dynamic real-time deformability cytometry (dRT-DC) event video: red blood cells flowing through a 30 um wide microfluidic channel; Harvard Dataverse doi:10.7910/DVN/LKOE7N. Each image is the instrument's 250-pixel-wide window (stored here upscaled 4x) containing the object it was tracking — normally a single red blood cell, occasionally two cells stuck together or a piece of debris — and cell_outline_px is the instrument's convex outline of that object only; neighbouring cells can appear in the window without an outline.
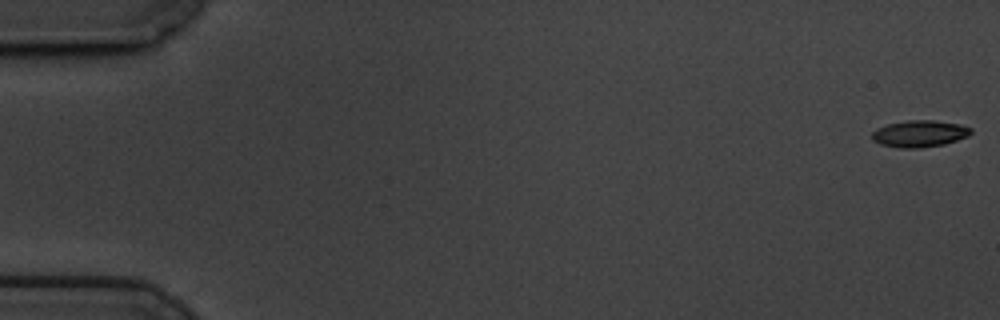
{"species": "common noctule bat (a hibernating species)", "species_latin": "Nyctalus noctula", "temperature_condition": "cold", "stored_images_in_passage": 59, "camera_frame_rate_fps": 3000, "um_per_image_px": 0.085, "animal": {"sex": "male", "body_mass_g": 19.5, "forearm_length_mm": 54.6}, "frame": {"image": 1, "passage_image": 1, "time_ms": 0.0, "image_size_px": [1000, 320], "cell_outline_px": [[972, 132], [968, 136], [944, 144], [920, 148], [900, 148], [880, 144], [872, 140], [872, 132], [876, 128], [888, 124], [908, 120], [936, 120], [960, 124], [972, 128]], "centroid_in_image_um": [78.16, 11.36], "position_along_channel_um": 6.8, "area_um2": 15.49}}
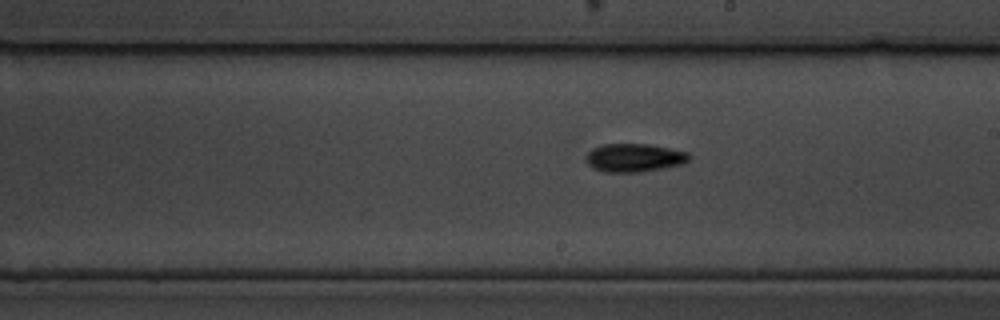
{"frame": {"image": 2, "passage_image": 34, "time_ms": 11.0, "image_size_px": [1000, 320], "cell_outline_px": [[692, 156], [688, 160], [680, 164], [660, 168], [636, 172], [604, 172], [592, 168], [588, 164], [588, 152], [592, 148], [604, 144], [648, 144], [688, 152]], "centroid_in_image_um": [53.9, 13.4], "position_along_channel_um": 235.1, "area_um2": 16.7}}
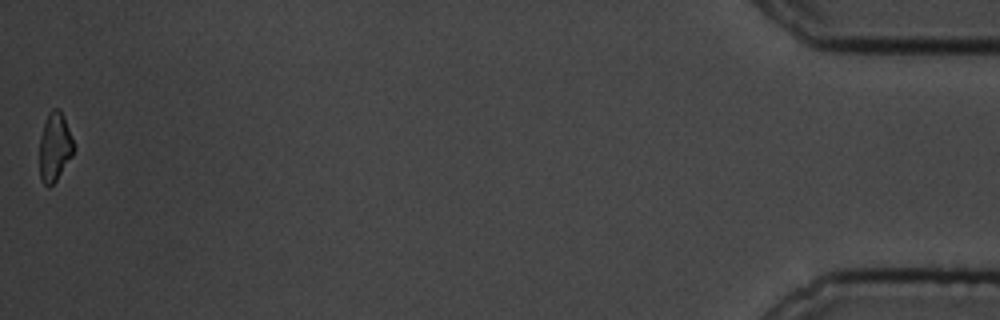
{"frame": {"image": 3, "passage_image": 59, "time_ms": 19.333, "image_size_px": [1000, 320], "cell_outline_px": [[76, 148], [72, 156], [56, 180], [48, 188], [40, 180], [40, 136], [48, 112], [52, 108], [60, 108]], "centroid_in_image_um": [4.65, 12.49], "position_along_channel_um": 430.5, "area_um2": 13.7}, "authors_computed_cell_mechanics": {"area_um2": 15.3748, "velocity_mm_per_s": 3.447, "shape_relaxation_time_tau1_ms": 3.6501, "shape_relaxation_time_tau2_ms": 10.7708, "deformation_change_tau1": 0.1031, "deformation_change_tau2": 0.196}}